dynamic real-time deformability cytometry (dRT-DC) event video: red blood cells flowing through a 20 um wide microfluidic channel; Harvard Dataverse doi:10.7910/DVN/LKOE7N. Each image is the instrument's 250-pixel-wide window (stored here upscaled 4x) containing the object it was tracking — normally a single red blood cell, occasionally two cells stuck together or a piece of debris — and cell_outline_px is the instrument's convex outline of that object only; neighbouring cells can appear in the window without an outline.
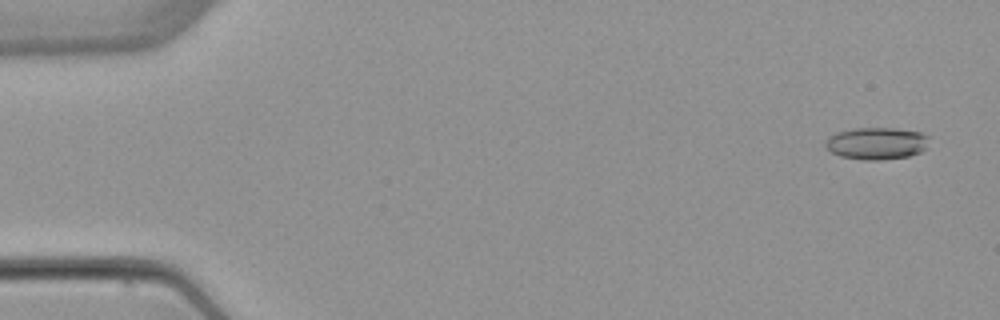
{"species": "common noctule bat (a hibernating species)", "species_latin": "Nyctalus noctula", "temperature_condition": "warm", "stored_images_in_passage": 5, "camera_frame_rate_fps": 3000, "um_per_image_px": 0.085, "animal": {"sex": "female", "body_mass_g": 22.7, "forearm_length_mm": 54.2}, "frame": {"image": 1, "passage_image": 1, "time_ms": 0.0, "image_size_px": [1000, 320], "cell_outline_px": [[928, 136], [924, 148], [920, 152], [908, 156], [880, 160], [864, 160], [840, 156], [832, 152], [824, 144], [828, 136], [836, 132], [856, 128], [892, 128], [920, 132]], "centroid_in_image_um": [74.46, 12.18], "position_along_channel_um": 10.5, "area_um2": 19.19}}
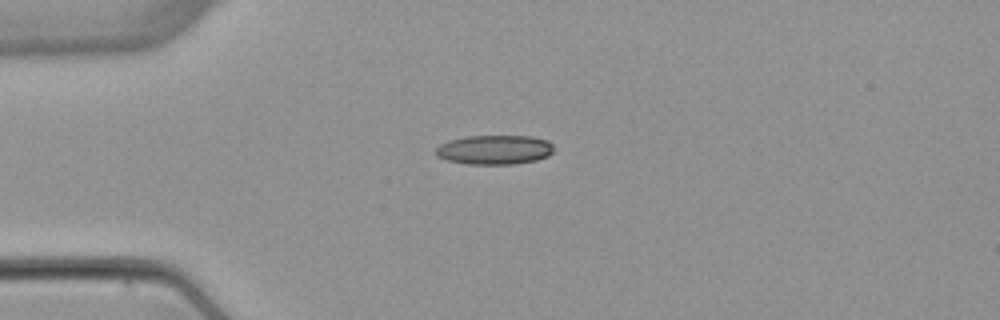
{"frame": {"image": 2, "passage_image": 4, "time_ms": 3.667, "image_size_px": [1000, 320], "cell_outline_px": [[552, 152], [548, 156], [536, 160], [512, 164], [468, 164], [448, 160], [436, 156], [436, 148], [440, 144], [448, 140], [468, 136], [532, 136], [548, 140], [552, 144]], "centroid_in_image_um": [42.03, 12.72], "position_along_channel_um": 43.0, "area_um2": 20.17}}